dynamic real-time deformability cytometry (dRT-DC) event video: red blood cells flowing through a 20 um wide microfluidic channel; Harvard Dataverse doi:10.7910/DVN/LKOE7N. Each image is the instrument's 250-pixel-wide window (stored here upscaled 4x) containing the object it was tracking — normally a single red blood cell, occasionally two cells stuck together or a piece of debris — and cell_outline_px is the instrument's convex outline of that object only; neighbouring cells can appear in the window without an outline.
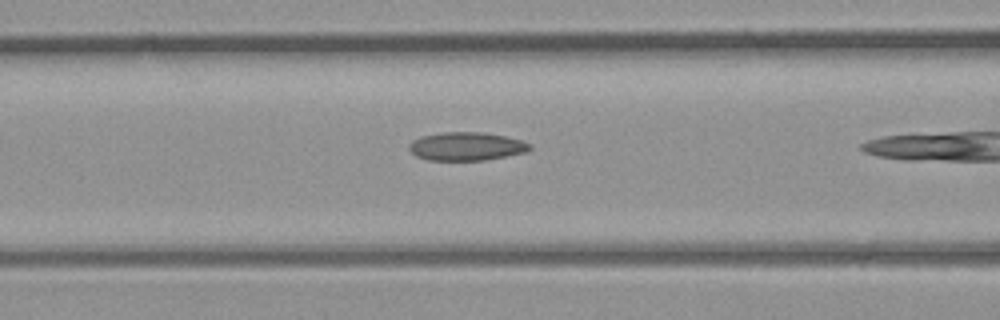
{"species": "common noctule bat (a hibernating species)", "species_latin": "Nyctalus noctula", "temperature_condition": "room temperature", "stored_images_in_passage": 6, "camera_frame_rate_fps": 3000, "um_per_image_px": 0.085, "animal": {"sex": "male", "body_mass_g": 23.1, "forearm_length_mm": 52.7}, "frame": {"image": 1, "passage_image": 5, "time_ms": 1.333, "image_size_px": [1000, 320], "cell_outline_px": [[532, 148], [528, 152], [484, 160], [428, 160], [416, 156], [408, 148], [408, 144], [412, 140], [420, 136], [444, 132], [484, 132], [504, 136], [520, 140], [532, 144]], "centroid_in_image_um": [39.64, 12.44], "position_along_channel_um": 127.0, "area_um2": 20.06}}